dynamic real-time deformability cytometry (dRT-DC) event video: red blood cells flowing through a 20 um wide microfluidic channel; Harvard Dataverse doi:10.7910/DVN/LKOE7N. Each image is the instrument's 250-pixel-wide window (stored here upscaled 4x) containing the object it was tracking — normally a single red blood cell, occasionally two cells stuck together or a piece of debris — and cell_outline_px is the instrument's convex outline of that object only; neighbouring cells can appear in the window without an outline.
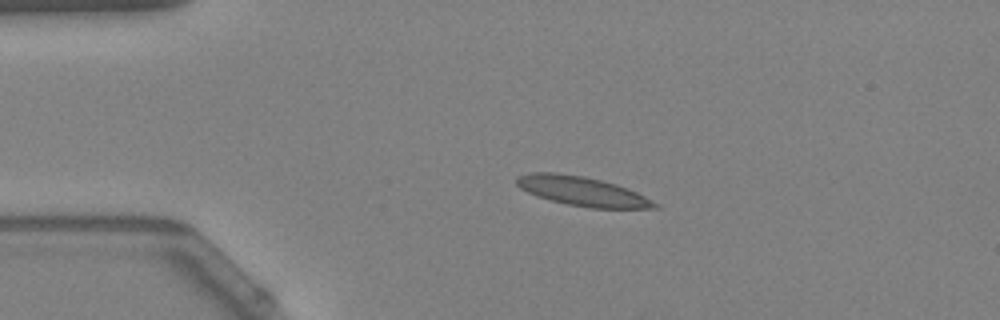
{"species": "Egyptian fruit bat (a non-hibernating species)", "species_latin": "Rousettus aegyptiacus", "temperature_condition": "warm", "stored_images_in_passage": 44, "camera_frame_rate_fps": 3000, "um_per_image_px": 0.085, "animal": {"sex": "female"}, "frame": {"image": 1, "passage_image": 1, "time_ms": 0.0, "image_size_px": [1000, 320], "cell_outline_px": [[660, 208], [588, 208], [548, 200], [536, 196], [520, 188], [516, 184], [516, 176], [532, 172], [556, 172], [584, 176], [616, 184], [628, 188], [660, 204]], "centroid_in_image_um": [49.48, 16.25], "position_along_channel_um": 35.5, "area_um2": 23.7}}
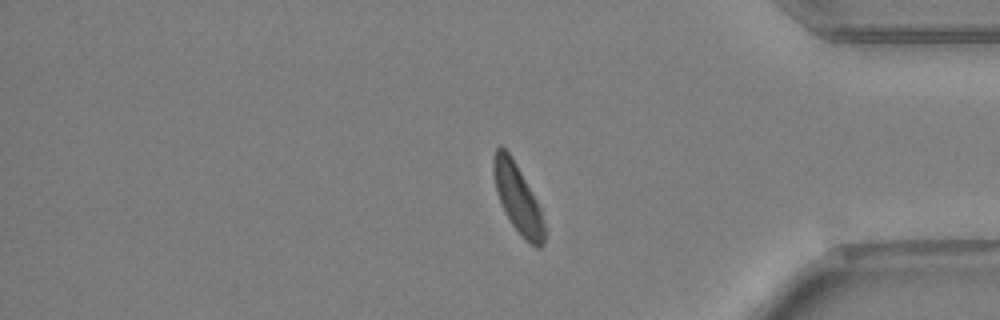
{"frame": {"image": 2, "passage_image": 35, "time_ms": 11.333, "image_size_px": [1000, 320], "cell_outline_px": [[544, 244], [540, 248], [536, 248], [528, 244], [520, 236], [504, 212], [496, 192], [492, 168], [492, 156], [496, 148], [500, 144], [508, 152], [516, 164], [536, 200], [540, 208], [544, 224]], "centroid_in_image_um": [43.98, 16.89], "position_along_channel_um": 391.2, "area_um2": 20.4}}
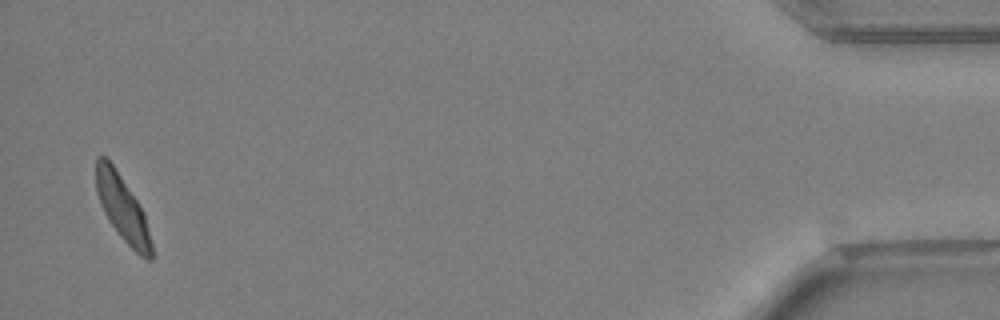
{"frame": {"image": 3, "passage_image": 43, "time_ms": 14.0, "image_size_px": [1000, 320], "cell_outline_px": [[152, 260], [148, 260], [140, 256], [120, 236], [108, 220], [104, 212], [96, 192], [96, 156], [108, 156], [144, 212], [152, 244]], "centroid_in_image_um": [10.4, 17.68], "position_along_channel_um": 424.8, "area_um2": 21.1}, "authors_computed_cell_mechanics": {"area_um2": 22.1085, "velocity_mm_per_s": 3.6918, "shape_relaxation_time_tau1_ms": 3.8165, "shape_relaxation_time_tau2_ms": 1.1277, "deformation_change_tau1": 0.1503, "deformation_change_tau2": 0.0838}}